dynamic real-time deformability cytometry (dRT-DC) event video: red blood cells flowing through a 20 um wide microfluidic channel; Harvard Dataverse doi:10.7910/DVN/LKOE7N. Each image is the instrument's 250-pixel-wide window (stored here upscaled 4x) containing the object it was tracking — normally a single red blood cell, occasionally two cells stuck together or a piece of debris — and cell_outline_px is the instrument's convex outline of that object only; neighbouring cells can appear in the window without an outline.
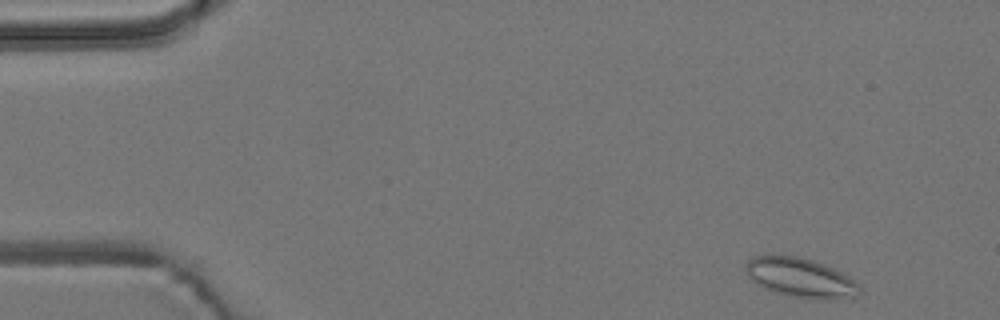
{"species": "common noctule bat (a hibernating species)", "species_latin": "Nyctalus noctula", "temperature_condition": "room temperature", "stored_images_in_passage": 52, "camera_frame_rate_fps": 3000, "um_per_image_px": 0.085, "animal": {"sex": "male", "body_mass_g": 19.2, "forearm_length_mm": 51.8}, "frame": {"image": 1, "passage_image": 1, "time_ms": 0.0, "image_size_px": [1000, 320], "cell_outline_px": [[860, 292], [852, 296], [796, 296], [776, 292], [764, 288], [752, 280], [748, 276], [744, 268], [748, 260], [752, 256], [780, 252], [800, 256], [824, 264], [848, 276], [860, 284]], "centroid_in_image_um": [67.91, 23.48], "position_along_channel_um": 17.1, "area_um2": 25.55}}
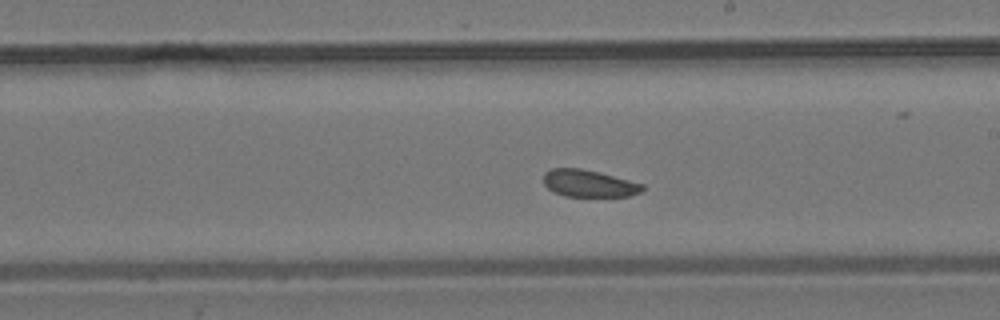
{"frame": {"image": 2, "passage_image": 28, "time_ms": 9.0, "image_size_px": [1000, 320], "cell_outline_px": [[644, 188], [640, 192], [628, 196], [564, 196], [552, 192], [544, 184], [544, 172], [552, 168], [580, 168], [644, 184]], "centroid_in_image_um": [50.01, 15.6], "position_along_channel_um": 239.0, "area_um2": 15.43}}
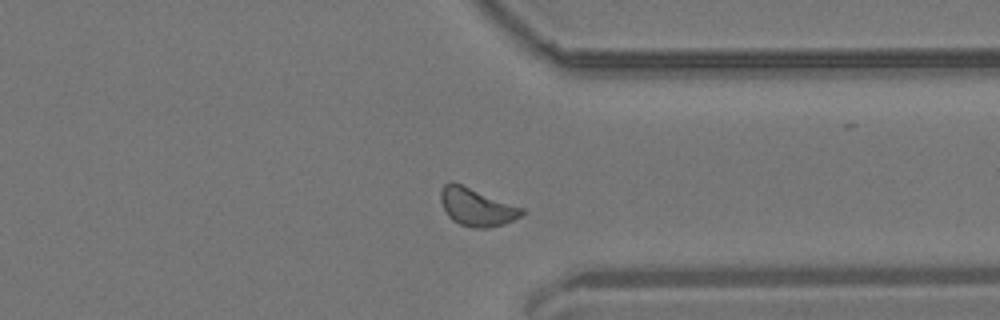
{"frame": {"image": 3, "passage_image": 39, "time_ms": 12.667, "image_size_px": [1000, 320], "cell_outline_px": [[524, 212], [520, 216], [504, 224], [488, 228], [472, 228], [460, 224], [452, 220], [448, 216], [440, 200], [440, 192], [444, 184], [448, 180], [452, 180], [524, 208]], "centroid_in_image_um": [40.49, 17.58], "position_along_channel_um": 370.9, "area_um2": 18.03}, "authors_computed_cell_mechanics": {"area_um2": 17.1377, "velocity_mm_per_s": 3.6545, "shape_relaxation_time_tau1_ms": null, "shape_relaxation_time_tau2_ms": 7.4485, "deformation_change_tau1": null, "deformation_change_tau2": 0.101}}